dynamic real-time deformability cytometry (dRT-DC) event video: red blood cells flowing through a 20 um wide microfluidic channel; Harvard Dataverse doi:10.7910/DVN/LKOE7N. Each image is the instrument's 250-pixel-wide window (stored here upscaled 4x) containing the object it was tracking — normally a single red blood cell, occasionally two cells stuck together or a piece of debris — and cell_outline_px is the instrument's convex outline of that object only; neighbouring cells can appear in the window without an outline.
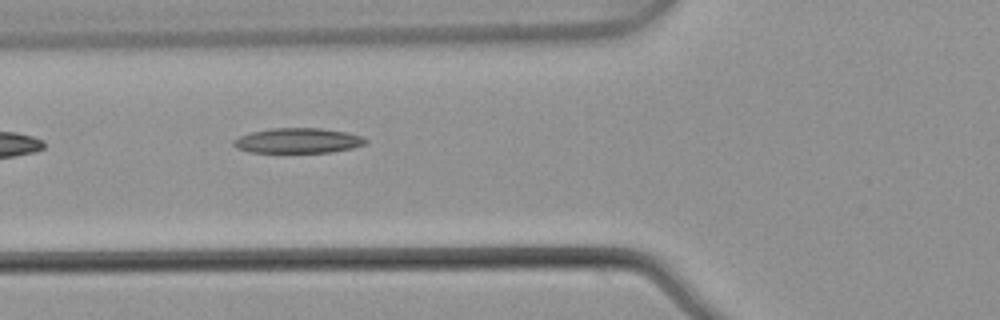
{"species": "common noctule bat (a hibernating species)", "species_latin": "Nyctalus noctula", "temperature_condition": "warm", "stored_images_in_passage": 8, "camera_frame_rate_fps": 3000, "um_per_image_px": 0.085, "animal": {"sex": "male", "body_mass_g": 21.5, "forearm_length_mm": 52.0}, "frame": {"image": 1, "passage_image": 5, "time_ms": 1.333, "image_size_px": [1000, 320], "cell_outline_px": [[368, 144], [352, 148], [332, 152], [248, 152], [236, 148], [232, 144], [232, 140], [240, 136], [252, 132], [268, 128], [320, 128], [348, 132], [360, 136], [368, 140]], "centroid_in_image_um": [25.33, 11.95], "position_along_channel_um": 100.5, "area_um2": 19.42}}
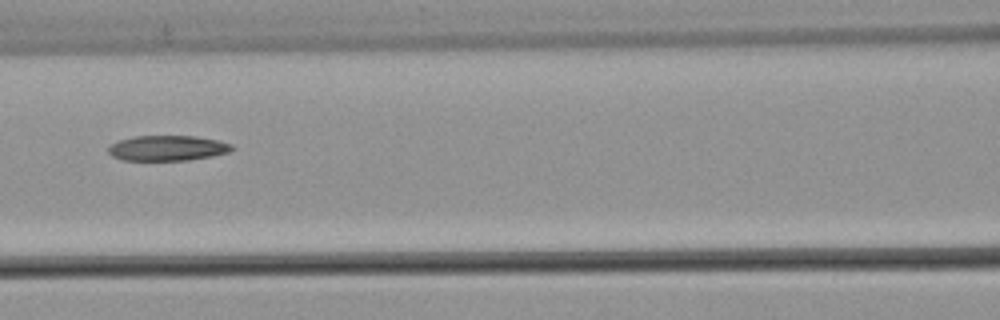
{"frame": {"image": 2, "passage_image": 6, "time_ms": 1.667, "image_size_px": [1000, 320], "cell_outline_px": [[232, 148], [228, 152], [212, 156], [188, 160], [124, 160], [112, 156], [108, 152], [108, 148], [112, 144], [120, 140], [132, 136], [196, 136], [216, 140], [232, 144]], "centroid_in_image_um": [14.21, 12.58], "position_along_channel_um": 152.4, "area_um2": 18.03}}